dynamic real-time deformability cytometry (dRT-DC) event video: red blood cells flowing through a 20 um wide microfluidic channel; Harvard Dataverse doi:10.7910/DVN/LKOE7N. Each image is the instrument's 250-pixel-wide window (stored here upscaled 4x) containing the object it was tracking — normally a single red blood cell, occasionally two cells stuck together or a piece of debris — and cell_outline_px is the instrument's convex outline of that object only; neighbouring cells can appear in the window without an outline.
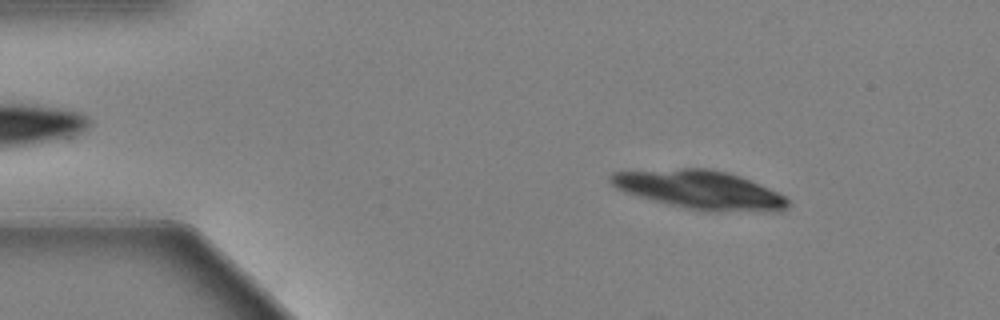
{"species": "Egyptian fruit bat (a non-hibernating species)", "species_latin": "Rousettus aegyptiacus", "temperature_condition": "warm", "stored_images_in_passage": 55, "camera_frame_rate_fps": 3000, "um_per_image_px": 0.085, "animal": {"sex": "female"}, "frame": {"image": 1, "passage_image": 8, "time_ms": 2.333, "image_size_px": [1000, 320], "cell_outline_px": [[788, 204], [780, 212], [688, 208], [668, 204], [652, 200], [624, 192], [616, 188], [608, 180], [608, 176], [612, 172], [680, 168], [708, 168], [728, 172], [740, 176], [768, 188], [784, 196], [788, 200]], "centroid_in_image_um": [59.43, 16.1], "position_along_channel_um": 25.6, "area_um2": 39.07}, "authors_computed_cell_mechanics": {"area_um2": 29.2468, "velocity_mm_per_s": 3.5845, "shape_relaxation_time_tau1_ms": 0.5677, "shape_relaxation_time_tau2_ms": null, "deformation_change_tau1": 0.2575, "deformation_change_tau2": null}}